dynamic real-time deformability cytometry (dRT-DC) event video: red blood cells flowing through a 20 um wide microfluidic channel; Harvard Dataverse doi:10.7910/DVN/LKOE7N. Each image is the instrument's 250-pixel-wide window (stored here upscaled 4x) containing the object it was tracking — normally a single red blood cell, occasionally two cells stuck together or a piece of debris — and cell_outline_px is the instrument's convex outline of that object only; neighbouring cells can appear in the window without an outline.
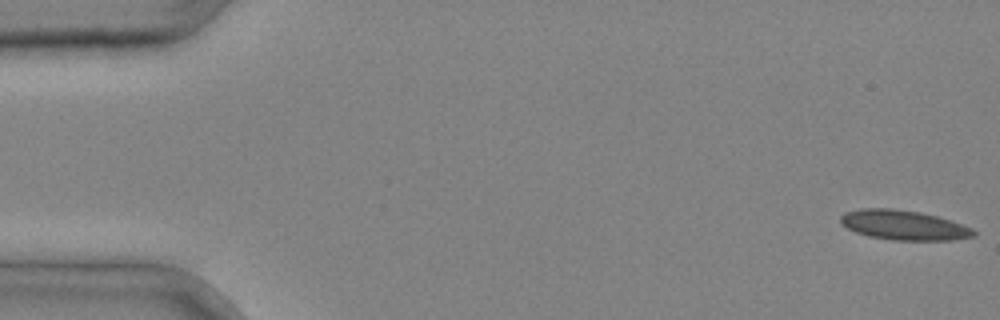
{"species": "common noctule bat (a hibernating species)", "species_latin": "Nyctalus noctula", "temperature_condition": "cold", "stored_images_in_passage": 5, "camera_frame_rate_fps": 3000, "um_per_image_px": 0.085, "animal": {"sex": "male", "body_mass_g": 20.4}, "frame": {"image": 1, "passage_image": 1, "time_ms": 0.0, "image_size_px": [1000, 320], "cell_outline_px": [[976, 236], [952, 240], [892, 240], [868, 236], [856, 232], [840, 224], [840, 216], [844, 212], [860, 208], [892, 208], [920, 212], [936, 216], [972, 228], [976, 232]], "centroid_in_image_um": [76.77, 19.13], "position_along_channel_um": 8.2, "area_um2": 23.06}}
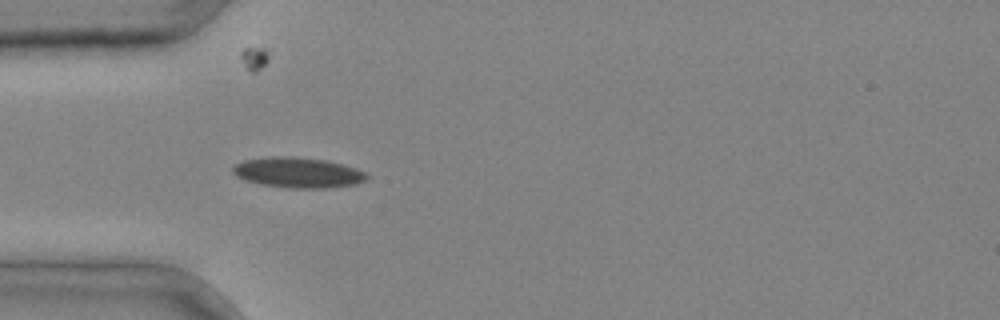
{"frame": {"image": 2, "passage_image": 4, "time_ms": 1.0, "image_size_px": [1000, 320], "cell_outline_px": [[368, 180], [356, 184], [328, 188], [292, 188], [260, 184], [244, 180], [236, 176], [232, 172], [232, 168], [236, 164], [244, 160], [272, 156], [292, 156], [324, 160], [356, 168], [368, 172]], "centroid_in_image_um": [25.34, 14.67], "position_along_channel_um": 59.7, "area_um2": 23.81}}